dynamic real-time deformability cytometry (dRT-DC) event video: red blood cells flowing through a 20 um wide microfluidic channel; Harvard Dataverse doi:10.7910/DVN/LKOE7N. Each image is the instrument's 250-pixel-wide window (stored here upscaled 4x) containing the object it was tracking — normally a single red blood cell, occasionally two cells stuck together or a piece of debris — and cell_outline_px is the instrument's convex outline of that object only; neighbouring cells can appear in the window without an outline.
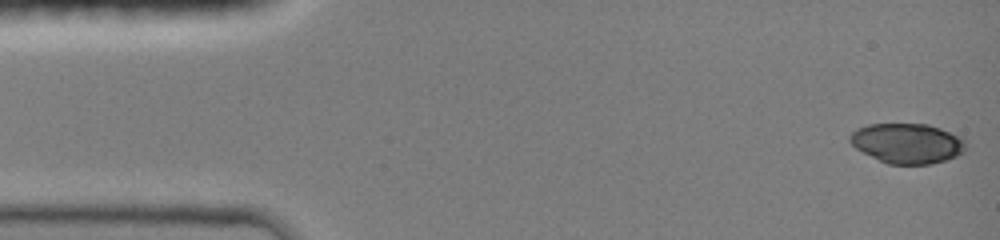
{"species": "common noctule bat (a hibernating species)", "species_latin": "Nyctalus noctula", "temperature_condition": "room temperature", "stored_images_in_passage": 15, "camera_frame_rate_fps": 3000, "um_per_image_px": 0.085, "animal": {"sex": "female", "body_mass_g": 19.0, "forearm_length_mm": 51.5}, "frame": {"image": 1, "passage_image": 1, "time_ms": 0.0, "image_size_px": [1000, 240], "cell_outline_px": [[968, 148], [964, 152], [956, 156], [944, 160], [928, 164], [888, 164], [856, 148], [848, 140], [848, 136], [856, 128], [868, 124], [928, 124], [964, 136]], "centroid_in_image_um": [77.16, 12.16], "position_along_channel_um": 7.8, "area_um2": 27.22}}
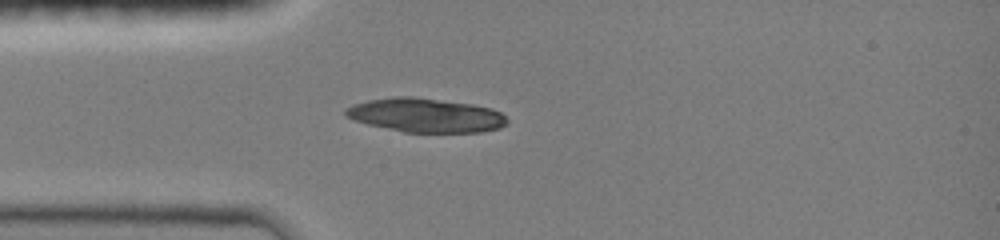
{"frame": {"image": 2, "passage_image": 11, "time_ms": 3.667, "image_size_px": [1000, 240], "cell_outline_px": [[508, 120], [500, 128], [480, 132], [404, 132], [368, 124], [344, 116], [344, 108], [352, 104], [368, 100], [392, 96], [412, 96], [472, 104], [492, 108], [500, 112]], "centroid_in_image_um": [36.14, 9.78], "position_along_channel_um": 48.9, "area_um2": 32.02}}